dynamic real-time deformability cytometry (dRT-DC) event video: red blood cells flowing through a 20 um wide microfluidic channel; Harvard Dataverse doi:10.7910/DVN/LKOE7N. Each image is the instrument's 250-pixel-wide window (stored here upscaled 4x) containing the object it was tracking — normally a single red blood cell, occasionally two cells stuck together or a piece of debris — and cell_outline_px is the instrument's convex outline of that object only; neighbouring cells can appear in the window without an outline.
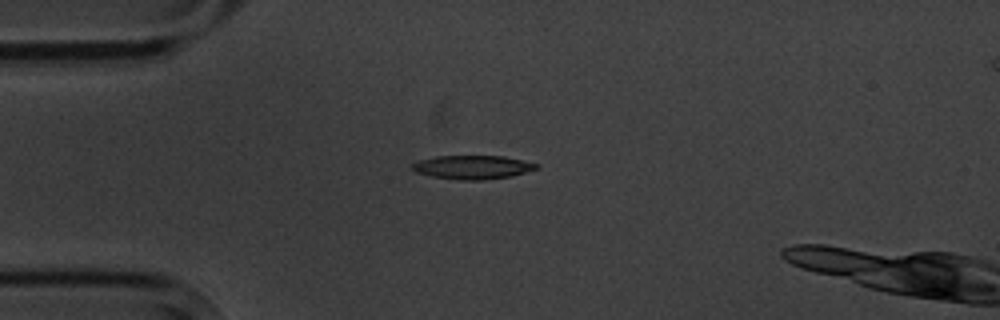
{"species": "common noctule bat (a hibernating species)", "species_latin": "Nyctalus noctula", "temperature_condition": "cold", "stored_images_in_passage": 2, "camera_frame_rate_fps": 3000, "um_per_image_px": 0.085, "animal": {"sex": "male", "body_mass_g": 20.1, "forearm_length_mm": 53.5}, "frame": {"image": 1, "passage_image": 1, "time_ms": 0.0, "image_size_px": [1000, 320], "cell_outline_px": [[540, 168], [512, 176], [480, 180], [460, 180], [432, 176], [416, 172], [412, 168], [412, 164], [420, 160], [436, 156], [504, 156], [540, 164]], "centroid_in_image_um": [40.22, 14.21], "position_along_channel_um": 44.8, "area_um2": 17.11}}